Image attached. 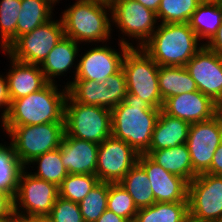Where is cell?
I'll return each mask as SVG.
<instances>
[{"label":"cell","instance_id":"cell-10","mask_svg":"<svg viewBox=\"0 0 222 222\" xmlns=\"http://www.w3.org/2000/svg\"><path fill=\"white\" fill-rule=\"evenodd\" d=\"M190 222L222 220V175L198 174L188 183Z\"/></svg>","mask_w":222,"mask_h":222},{"label":"cell","instance_id":"cell-38","mask_svg":"<svg viewBox=\"0 0 222 222\" xmlns=\"http://www.w3.org/2000/svg\"><path fill=\"white\" fill-rule=\"evenodd\" d=\"M10 97L6 75L0 73V121L7 115L10 107ZM2 110V111H1Z\"/></svg>","mask_w":222,"mask_h":222},{"label":"cell","instance_id":"cell-9","mask_svg":"<svg viewBox=\"0 0 222 222\" xmlns=\"http://www.w3.org/2000/svg\"><path fill=\"white\" fill-rule=\"evenodd\" d=\"M58 197L57 185L32 175L24 167L14 196L15 214L30 218L47 217Z\"/></svg>","mask_w":222,"mask_h":222},{"label":"cell","instance_id":"cell-35","mask_svg":"<svg viewBox=\"0 0 222 222\" xmlns=\"http://www.w3.org/2000/svg\"><path fill=\"white\" fill-rule=\"evenodd\" d=\"M107 209L116 215L125 218L128 222H134L138 212L132 197L120 183L109 182Z\"/></svg>","mask_w":222,"mask_h":222},{"label":"cell","instance_id":"cell-45","mask_svg":"<svg viewBox=\"0 0 222 222\" xmlns=\"http://www.w3.org/2000/svg\"><path fill=\"white\" fill-rule=\"evenodd\" d=\"M94 1L102 2V3H106V4H109V5H112L116 0H94Z\"/></svg>","mask_w":222,"mask_h":222},{"label":"cell","instance_id":"cell-32","mask_svg":"<svg viewBox=\"0 0 222 222\" xmlns=\"http://www.w3.org/2000/svg\"><path fill=\"white\" fill-rule=\"evenodd\" d=\"M203 0H161L156 13L158 23H188Z\"/></svg>","mask_w":222,"mask_h":222},{"label":"cell","instance_id":"cell-17","mask_svg":"<svg viewBox=\"0 0 222 222\" xmlns=\"http://www.w3.org/2000/svg\"><path fill=\"white\" fill-rule=\"evenodd\" d=\"M137 163L150 180L155 202H188V182L185 179L164 170L147 154H139Z\"/></svg>","mask_w":222,"mask_h":222},{"label":"cell","instance_id":"cell-27","mask_svg":"<svg viewBox=\"0 0 222 222\" xmlns=\"http://www.w3.org/2000/svg\"><path fill=\"white\" fill-rule=\"evenodd\" d=\"M134 222H190L188 202H155L138 209Z\"/></svg>","mask_w":222,"mask_h":222},{"label":"cell","instance_id":"cell-29","mask_svg":"<svg viewBox=\"0 0 222 222\" xmlns=\"http://www.w3.org/2000/svg\"><path fill=\"white\" fill-rule=\"evenodd\" d=\"M25 168L29 170L30 168H32L33 172L32 170H30V173L32 175L47 182L54 183L58 187L68 176V172L61 160V151L59 148L35 157L31 162L27 164V166H25Z\"/></svg>","mask_w":222,"mask_h":222},{"label":"cell","instance_id":"cell-33","mask_svg":"<svg viewBox=\"0 0 222 222\" xmlns=\"http://www.w3.org/2000/svg\"><path fill=\"white\" fill-rule=\"evenodd\" d=\"M99 181L93 174H68L59 186V196L80 203Z\"/></svg>","mask_w":222,"mask_h":222},{"label":"cell","instance_id":"cell-28","mask_svg":"<svg viewBox=\"0 0 222 222\" xmlns=\"http://www.w3.org/2000/svg\"><path fill=\"white\" fill-rule=\"evenodd\" d=\"M119 183L130 194L137 209L149 207L155 203L150 180L138 163L128 171Z\"/></svg>","mask_w":222,"mask_h":222},{"label":"cell","instance_id":"cell-31","mask_svg":"<svg viewBox=\"0 0 222 222\" xmlns=\"http://www.w3.org/2000/svg\"><path fill=\"white\" fill-rule=\"evenodd\" d=\"M21 0L0 1V49L5 51L17 39Z\"/></svg>","mask_w":222,"mask_h":222},{"label":"cell","instance_id":"cell-43","mask_svg":"<svg viewBox=\"0 0 222 222\" xmlns=\"http://www.w3.org/2000/svg\"><path fill=\"white\" fill-rule=\"evenodd\" d=\"M2 222H32V218L14 214L11 218Z\"/></svg>","mask_w":222,"mask_h":222},{"label":"cell","instance_id":"cell-8","mask_svg":"<svg viewBox=\"0 0 222 222\" xmlns=\"http://www.w3.org/2000/svg\"><path fill=\"white\" fill-rule=\"evenodd\" d=\"M65 135L101 144L111 136V110L76 102L69 94L65 102Z\"/></svg>","mask_w":222,"mask_h":222},{"label":"cell","instance_id":"cell-7","mask_svg":"<svg viewBox=\"0 0 222 222\" xmlns=\"http://www.w3.org/2000/svg\"><path fill=\"white\" fill-rule=\"evenodd\" d=\"M128 93L137 95L153 108L162 109L158 71L159 65L140 47H130L123 58Z\"/></svg>","mask_w":222,"mask_h":222},{"label":"cell","instance_id":"cell-47","mask_svg":"<svg viewBox=\"0 0 222 222\" xmlns=\"http://www.w3.org/2000/svg\"><path fill=\"white\" fill-rule=\"evenodd\" d=\"M218 113L222 116V102L219 104Z\"/></svg>","mask_w":222,"mask_h":222},{"label":"cell","instance_id":"cell-44","mask_svg":"<svg viewBox=\"0 0 222 222\" xmlns=\"http://www.w3.org/2000/svg\"><path fill=\"white\" fill-rule=\"evenodd\" d=\"M32 222H51L48 217H32Z\"/></svg>","mask_w":222,"mask_h":222},{"label":"cell","instance_id":"cell-4","mask_svg":"<svg viewBox=\"0 0 222 222\" xmlns=\"http://www.w3.org/2000/svg\"><path fill=\"white\" fill-rule=\"evenodd\" d=\"M203 46L189 23H159L141 48L159 66H185Z\"/></svg>","mask_w":222,"mask_h":222},{"label":"cell","instance_id":"cell-11","mask_svg":"<svg viewBox=\"0 0 222 222\" xmlns=\"http://www.w3.org/2000/svg\"><path fill=\"white\" fill-rule=\"evenodd\" d=\"M64 37L61 19H50L32 32L19 36L5 52L17 61L40 65Z\"/></svg>","mask_w":222,"mask_h":222},{"label":"cell","instance_id":"cell-40","mask_svg":"<svg viewBox=\"0 0 222 222\" xmlns=\"http://www.w3.org/2000/svg\"><path fill=\"white\" fill-rule=\"evenodd\" d=\"M206 173L222 175V143L217 147L210 169Z\"/></svg>","mask_w":222,"mask_h":222},{"label":"cell","instance_id":"cell-20","mask_svg":"<svg viewBox=\"0 0 222 222\" xmlns=\"http://www.w3.org/2000/svg\"><path fill=\"white\" fill-rule=\"evenodd\" d=\"M59 149L68 174L96 175L99 144L64 134Z\"/></svg>","mask_w":222,"mask_h":222},{"label":"cell","instance_id":"cell-5","mask_svg":"<svg viewBox=\"0 0 222 222\" xmlns=\"http://www.w3.org/2000/svg\"><path fill=\"white\" fill-rule=\"evenodd\" d=\"M14 154L25 167L35 157L59 148L65 134V123L25 126H1Z\"/></svg>","mask_w":222,"mask_h":222},{"label":"cell","instance_id":"cell-23","mask_svg":"<svg viewBox=\"0 0 222 222\" xmlns=\"http://www.w3.org/2000/svg\"><path fill=\"white\" fill-rule=\"evenodd\" d=\"M188 23L197 38L206 44L221 26L222 0H203Z\"/></svg>","mask_w":222,"mask_h":222},{"label":"cell","instance_id":"cell-24","mask_svg":"<svg viewBox=\"0 0 222 222\" xmlns=\"http://www.w3.org/2000/svg\"><path fill=\"white\" fill-rule=\"evenodd\" d=\"M155 163L164 170L178 175L188 183L196 176L193 174L191 156L186 143L146 153Z\"/></svg>","mask_w":222,"mask_h":222},{"label":"cell","instance_id":"cell-36","mask_svg":"<svg viewBox=\"0 0 222 222\" xmlns=\"http://www.w3.org/2000/svg\"><path fill=\"white\" fill-rule=\"evenodd\" d=\"M47 217L51 222H84L79 203L66 200L60 196Z\"/></svg>","mask_w":222,"mask_h":222},{"label":"cell","instance_id":"cell-39","mask_svg":"<svg viewBox=\"0 0 222 222\" xmlns=\"http://www.w3.org/2000/svg\"><path fill=\"white\" fill-rule=\"evenodd\" d=\"M204 45L222 57V23L214 36Z\"/></svg>","mask_w":222,"mask_h":222},{"label":"cell","instance_id":"cell-2","mask_svg":"<svg viewBox=\"0 0 222 222\" xmlns=\"http://www.w3.org/2000/svg\"><path fill=\"white\" fill-rule=\"evenodd\" d=\"M161 109L134 94L111 110V135L125 141L138 154H146Z\"/></svg>","mask_w":222,"mask_h":222},{"label":"cell","instance_id":"cell-14","mask_svg":"<svg viewBox=\"0 0 222 222\" xmlns=\"http://www.w3.org/2000/svg\"><path fill=\"white\" fill-rule=\"evenodd\" d=\"M221 143L222 116L219 113L210 120L190 125L186 145L195 176L210 169L214 153Z\"/></svg>","mask_w":222,"mask_h":222},{"label":"cell","instance_id":"cell-19","mask_svg":"<svg viewBox=\"0 0 222 222\" xmlns=\"http://www.w3.org/2000/svg\"><path fill=\"white\" fill-rule=\"evenodd\" d=\"M80 46L81 45L79 43L66 36H64L56 44V46L47 55L45 60L39 65L42 72L44 73L45 79L48 82L57 83V79L58 81H61L59 79H61L63 76L65 79V76L67 77L68 73H71V75L72 73L74 74L71 79L70 75L69 78L65 79H68V81H63L64 86L67 87L71 83V80H74L78 68L79 52H81V49H83V46H81V48Z\"/></svg>","mask_w":222,"mask_h":222},{"label":"cell","instance_id":"cell-41","mask_svg":"<svg viewBox=\"0 0 222 222\" xmlns=\"http://www.w3.org/2000/svg\"><path fill=\"white\" fill-rule=\"evenodd\" d=\"M96 222H128V221L125 218L116 215L111 210L106 209Z\"/></svg>","mask_w":222,"mask_h":222},{"label":"cell","instance_id":"cell-26","mask_svg":"<svg viewBox=\"0 0 222 222\" xmlns=\"http://www.w3.org/2000/svg\"><path fill=\"white\" fill-rule=\"evenodd\" d=\"M55 5L50 0H21V11L17 22V38L32 32L46 23L55 14Z\"/></svg>","mask_w":222,"mask_h":222},{"label":"cell","instance_id":"cell-1","mask_svg":"<svg viewBox=\"0 0 222 222\" xmlns=\"http://www.w3.org/2000/svg\"><path fill=\"white\" fill-rule=\"evenodd\" d=\"M61 88H59V87ZM67 87L48 82L42 89L11 100L0 126H25L44 123H65Z\"/></svg>","mask_w":222,"mask_h":222},{"label":"cell","instance_id":"cell-6","mask_svg":"<svg viewBox=\"0 0 222 222\" xmlns=\"http://www.w3.org/2000/svg\"><path fill=\"white\" fill-rule=\"evenodd\" d=\"M111 19L112 33L115 29L119 32L117 42L132 48L142 47L159 24L156 13L135 0H116L111 5Z\"/></svg>","mask_w":222,"mask_h":222},{"label":"cell","instance_id":"cell-12","mask_svg":"<svg viewBox=\"0 0 222 222\" xmlns=\"http://www.w3.org/2000/svg\"><path fill=\"white\" fill-rule=\"evenodd\" d=\"M68 94L86 105H96L112 110L120 104L128 93L126 78L122 68L102 82L94 80H73L67 86Z\"/></svg>","mask_w":222,"mask_h":222},{"label":"cell","instance_id":"cell-13","mask_svg":"<svg viewBox=\"0 0 222 222\" xmlns=\"http://www.w3.org/2000/svg\"><path fill=\"white\" fill-rule=\"evenodd\" d=\"M108 43L91 44L88 50L79 53L78 68L74 80H94L102 82L122 68V62L129 46L118 43V49ZM95 45V47H94ZM91 47V48H90ZM84 53V54H83Z\"/></svg>","mask_w":222,"mask_h":222},{"label":"cell","instance_id":"cell-34","mask_svg":"<svg viewBox=\"0 0 222 222\" xmlns=\"http://www.w3.org/2000/svg\"><path fill=\"white\" fill-rule=\"evenodd\" d=\"M109 182L99 181L79 203L84 222H96L107 209Z\"/></svg>","mask_w":222,"mask_h":222},{"label":"cell","instance_id":"cell-22","mask_svg":"<svg viewBox=\"0 0 222 222\" xmlns=\"http://www.w3.org/2000/svg\"><path fill=\"white\" fill-rule=\"evenodd\" d=\"M190 125L188 122L169 116L161 110L148 151L171 148L186 143Z\"/></svg>","mask_w":222,"mask_h":222},{"label":"cell","instance_id":"cell-3","mask_svg":"<svg viewBox=\"0 0 222 222\" xmlns=\"http://www.w3.org/2000/svg\"><path fill=\"white\" fill-rule=\"evenodd\" d=\"M61 14L64 36L72 38L80 45L89 46L114 39L109 4L94 0H75Z\"/></svg>","mask_w":222,"mask_h":222},{"label":"cell","instance_id":"cell-25","mask_svg":"<svg viewBox=\"0 0 222 222\" xmlns=\"http://www.w3.org/2000/svg\"><path fill=\"white\" fill-rule=\"evenodd\" d=\"M158 81L163 101L169 97L198 90L184 66H159Z\"/></svg>","mask_w":222,"mask_h":222},{"label":"cell","instance_id":"cell-16","mask_svg":"<svg viewBox=\"0 0 222 222\" xmlns=\"http://www.w3.org/2000/svg\"><path fill=\"white\" fill-rule=\"evenodd\" d=\"M184 67L198 90L219 105L222 102V57L204 45Z\"/></svg>","mask_w":222,"mask_h":222},{"label":"cell","instance_id":"cell-37","mask_svg":"<svg viewBox=\"0 0 222 222\" xmlns=\"http://www.w3.org/2000/svg\"><path fill=\"white\" fill-rule=\"evenodd\" d=\"M14 194L0 189V222L15 214Z\"/></svg>","mask_w":222,"mask_h":222},{"label":"cell","instance_id":"cell-18","mask_svg":"<svg viewBox=\"0 0 222 222\" xmlns=\"http://www.w3.org/2000/svg\"><path fill=\"white\" fill-rule=\"evenodd\" d=\"M161 110L169 116L192 124L212 119L218 114L219 105L196 90L165 99Z\"/></svg>","mask_w":222,"mask_h":222},{"label":"cell","instance_id":"cell-15","mask_svg":"<svg viewBox=\"0 0 222 222\" xmlns=\"http://www.w3.org/2000/svg\"><path fill=\"white\" fill-rule=\"evenodd\" d=\"M138 157L130 145L111 135L99 144L96 176L103 182L119 183Z\"/></svg>","mask_w":222,"mask_h":222},{"label":"cell","instance_id":"cell-42","mask_svg":"<svg viewBox=\"0 0 222 222\" xmlns=\"http://www.w3.org/2000/svg\"><path fill=\"white\" fill-rule=\"evenodd\" d=\"M142 4L147 9L157 13L161 0H135Z\"/></svg>","mask_w":222,"mask_h":222},{"label":"cell","instance_id":"cell-21","mask_svg":"<svg viewBox=\"0 0 222 222\" xmlns=\"http://www.w3.org/2000/svg\"><path fill=\"white\" fill-rule=\"evenodd\" d=\"M1 53H4L10 62L9 71L5 74L10 100L25 97L42 89L48 83L39 65L17 61L5 51Z\"/></svg>","mask_w":222,"mask_h":222},{"label":"cell","instance_id":"cell-46","mask_svg":"<svg viewBox=\"0 0 222 222\" xmlns=\"http://www.w3.org/2000/svg\"><path fill=\"white\" fill-rule=\"evenodd\" d=\"M55 6H57V4L59 5L60 1L62 0H50Z\"/></svg>","mask_w":222,"mask_h":222},{"label":"cell","instance_id":"cell-30","mask_svg":"<svg viewBox=\"0 0 222 222\" xmlns=\"http://www.w3.org/2000/svg\"><path fill=\"white\" fill-rule=\"evenodd\" d=\"M24 166L14 154L10 142L0 143V189L16 194L20 172Z\"/></svg>","mask_w":222,"mask_h":222}]
</instances>
